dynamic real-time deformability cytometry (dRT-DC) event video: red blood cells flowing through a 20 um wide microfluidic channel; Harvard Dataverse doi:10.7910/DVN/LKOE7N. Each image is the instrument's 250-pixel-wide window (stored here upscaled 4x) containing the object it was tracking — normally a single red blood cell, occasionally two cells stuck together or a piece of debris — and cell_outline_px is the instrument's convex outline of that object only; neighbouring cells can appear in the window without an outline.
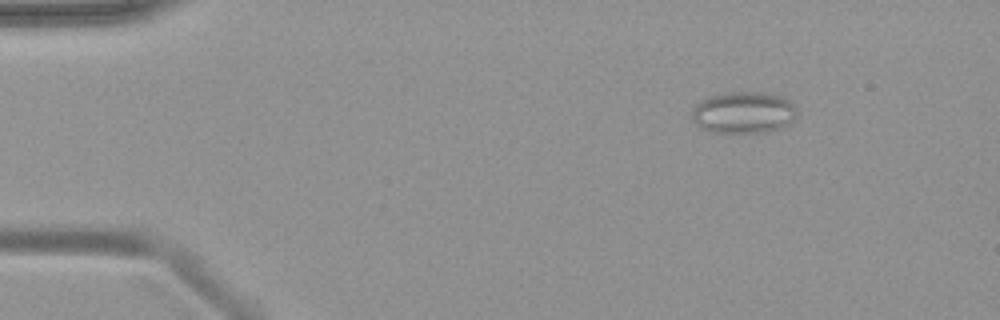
{"species": "common noctule bat (a hibernating species)", "species_latin": "Nyctalus noctula", "temperature_condition": "warm", "stored_images_in_passage": 14, "camera_frame_rate_fps": 3000, "um_per_image_px": 0.085, "animal": {"sex": "female", "body_mass_g": 19.9}, "frame": {"image": 1, "passage_image": 7, "time_ms": 2.0, "image_size_px": [1000, 320], "cell_outline_px": [[796, 116], [788, 124], [780, 128], [764, 132], [712, 132], [700, 128], [692, 120], [692, 108], [696, 104], [708, 96], [728, 92], [764, 92], [784, 96], [796, 108]], "centroid_in_image_um": [63.18, 9.55], "position_along_channel_um": 21.8, "area_um2": 25.61}}